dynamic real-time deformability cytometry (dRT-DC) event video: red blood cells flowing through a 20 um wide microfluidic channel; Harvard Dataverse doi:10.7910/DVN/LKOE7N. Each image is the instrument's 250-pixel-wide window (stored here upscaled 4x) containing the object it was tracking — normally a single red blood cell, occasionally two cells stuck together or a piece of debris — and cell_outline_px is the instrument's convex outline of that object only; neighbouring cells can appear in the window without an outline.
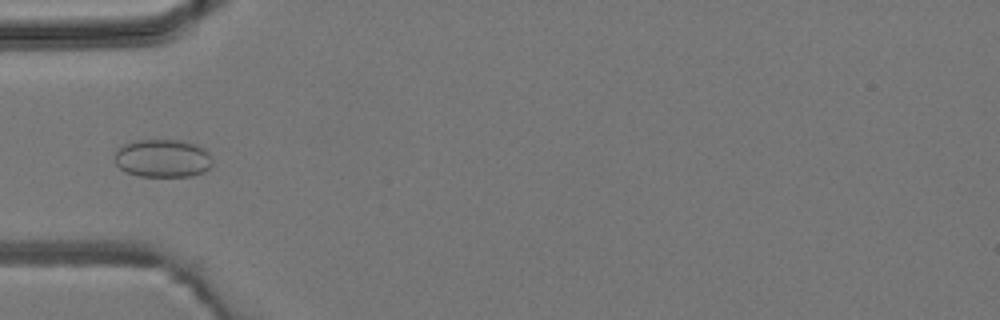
{"species": "common noctule bat (a hibernating species)", "species_latin": "Nyctalus noctula", "temperature_condition": "room temperature", "stored_images_in_passage": 5, "camera_frame_rate_fps": 3000, "um_per_image_px": 0.085, "animal": {"sex": "male", "body_mass_g": 19.2, "forearm_length_mm": 51.8}, "frame": {"image": 1, "passage_image": 4, "time_ms": 3.667, "image_size_px": [1000, 320], "cell_outline_px": [[212, 164], [204, 172], [192, 176], [140, 176], [124, 172], [116, 164], [116, 148], [132, 140], [184, 140], [196, 144], [204, 148], [212, 156]], "centroid_in_image_um": [13.84, 13.45], "position_along_channel_um": 71.2, "area_um2": 21.96}}